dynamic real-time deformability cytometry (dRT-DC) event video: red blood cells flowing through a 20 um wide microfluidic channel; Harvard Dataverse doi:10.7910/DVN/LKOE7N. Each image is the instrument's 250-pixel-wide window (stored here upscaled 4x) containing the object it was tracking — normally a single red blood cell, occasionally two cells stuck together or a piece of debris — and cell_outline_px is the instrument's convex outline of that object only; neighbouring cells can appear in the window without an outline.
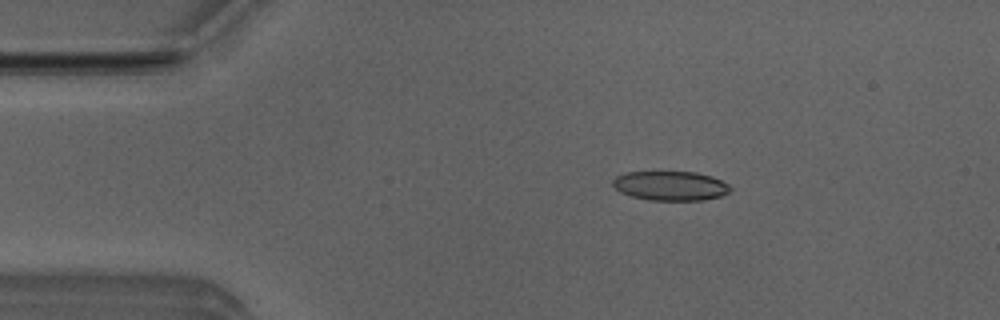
{"species": "Egyptian fruit bat (a non-hibernating species)", "species_latin": "Rousettus aegyptiacus", "temperature_condition": "room temperature", "stored_images_in_passage": 12, "camera_frame_rate_fps": 3000, "um_per_image_px": 0.085, "animal": {"sex": "male"}, "frame": {"image": 1, "passage_image": 8, "time_ms": 2.333, "image_size_px": [1000, 320], "cell_outline_px": [[732, 188], [728, 192], [720, 196], [704, 200], [648, 200], [632, 196], [620, 192], [612, 184], [612, 180], [616, 176], [624, 172], [660, 168], [696, 172], [712, 176], [728, 184]], "centroid_in_image_um": [56.93, 15.72], "position_along_channel_um": 28.1, "area_um2": 21.15}}